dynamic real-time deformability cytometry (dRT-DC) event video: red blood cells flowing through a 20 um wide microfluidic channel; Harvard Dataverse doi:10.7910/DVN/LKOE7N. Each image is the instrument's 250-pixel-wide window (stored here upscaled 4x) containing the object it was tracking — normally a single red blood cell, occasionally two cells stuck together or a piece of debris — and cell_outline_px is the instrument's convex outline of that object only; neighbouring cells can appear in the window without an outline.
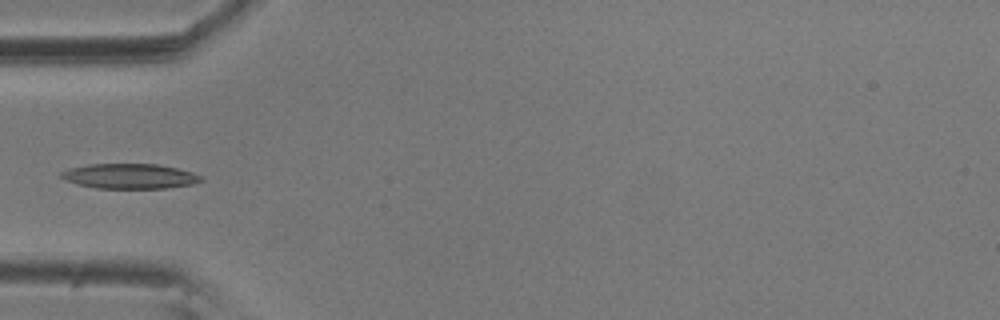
{"species": "common noctule bat (a hibernating species)", "species_latin": "Nyctalus noctula", "temperature_condition": "room temperature", "stored_images_in_passage": 10, "camera_frame_rate_fps": 3000, "um_per_image_px": 0.085, "animal": {"sex": "male", "body_mass_g": 20.5, "forearm_length_mm": 52.5}, "frame": {"image": 1, "passage_image": 5, "time_ms": 1.333, "image_size_px": [1000, 320], "cell_outline_px": [[204, 180], [192, 184], [164, 188], [96, 188], [76, 184], [60, 176], [60, 172], [68, 168], [88, 164], [156, 164], [176, 168], [192, 172], [200, 176]], "centroid_in_image_um": [11.0, 14.97], "position_along_channel_um": 74.0, "area_um2": 20.23}}
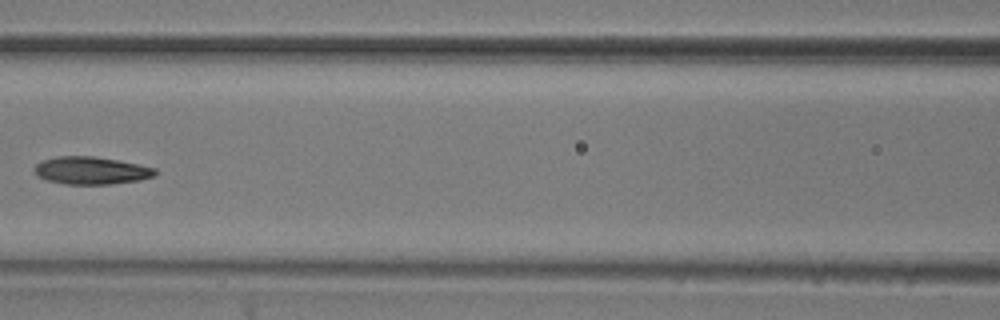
{"frame": {"image": 2, "passage_image": 7, "time_ms": 2.0, "image_size_px": [1000, 320], "cell_outline_px": [[156, 176], [140, 180], [112, 184], [64, 184], [48, 180], [40, 176], [32, 168], [40, 160], [56, 156], [92, 156], [116, 160], [156, 168]], "centroid_in_image_um": [7.74, 14.49], "position_along_channel_um": 158.9, "area_um2": 19.36}}
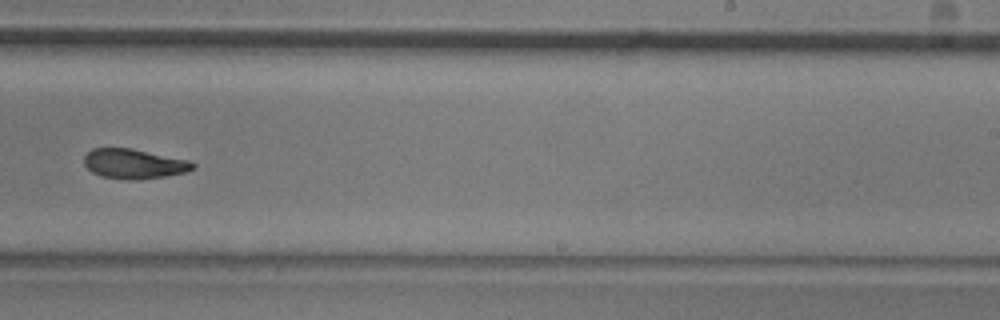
{"frame": {"image": 3, "passage_image": 10, "time_ms": 3.0, "image_size_px": [1000, 320], "cell_outline_px": [[196, 168], [184, 172], [164, 176], [136, 180], [132, 180], [100, 176], [92, 172], [84, 164], [84, 156], [92, 148], [132, 148], [188, 160], [196, 164]], "centroid_in_image_um": [11.38, 13.92], "position_along_channel_um": 277.6, "area_um2": 18.79}}